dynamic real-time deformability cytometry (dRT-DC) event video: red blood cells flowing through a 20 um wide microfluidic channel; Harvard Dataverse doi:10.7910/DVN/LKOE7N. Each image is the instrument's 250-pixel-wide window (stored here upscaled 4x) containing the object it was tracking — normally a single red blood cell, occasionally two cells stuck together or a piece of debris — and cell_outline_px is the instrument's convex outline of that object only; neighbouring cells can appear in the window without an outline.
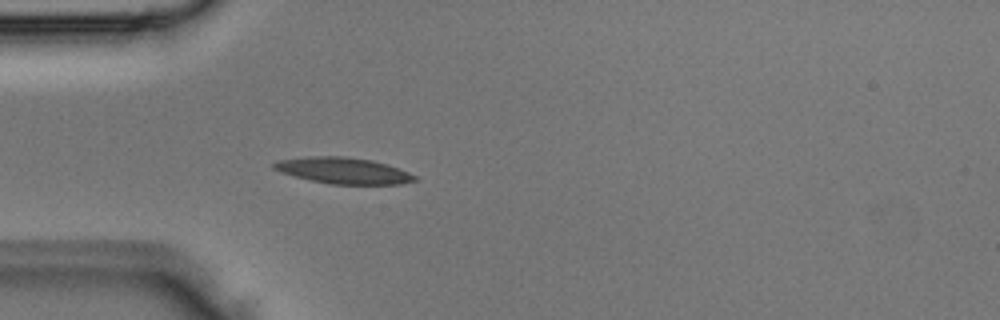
{"species": "Egyptian fruit bat (a non-hibernating species)", "species_latin": "Rousettus aegyptiacus", "temperature_condition": "room temperature", "stored_images_in_passage": 4, "camera_frame_rate_fps": 3000, "um_per_image_px": 0.085, "animal": {"sex": "male"}, "frame": {"image": 1, "passage_image": 4, "time_ms": 1.0, "image_size_px": [1000, 320], "cell_outline_px": [[416, 180], [400, 184], [332, 184], [312, 180], [296, 176], [272, 168], [272, 164], [280, 160], [308, 156], [344, 156], [372, 160], [388, 164], [408, 172], [416, 176]], "centroid_in_image_um": [29.22, 14.49], "position_along_channel_um": 55.8, "area_um2": 21.21}}